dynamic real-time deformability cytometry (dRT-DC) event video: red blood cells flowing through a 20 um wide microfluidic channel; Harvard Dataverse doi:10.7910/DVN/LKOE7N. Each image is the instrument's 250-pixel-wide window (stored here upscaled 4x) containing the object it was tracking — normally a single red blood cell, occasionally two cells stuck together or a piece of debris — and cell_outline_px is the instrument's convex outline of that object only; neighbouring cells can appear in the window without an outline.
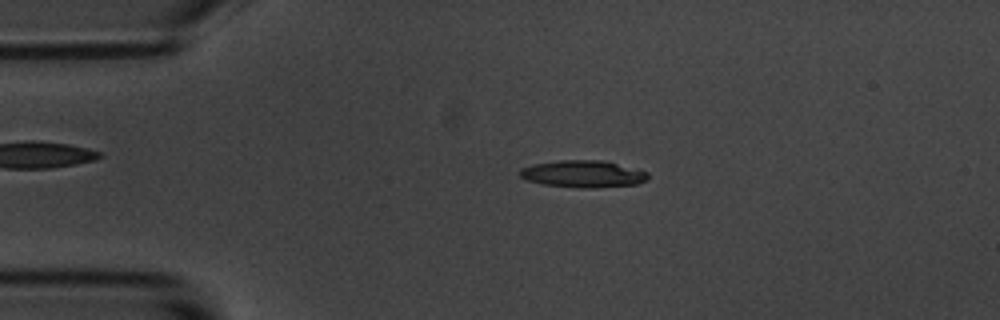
{"species": "common noctule bat (a hibernating species)", "species_latin": "Nyctalus noctula", "temperature_condition": "room temperature", "stored_images_in_passage": 54, "camera_frame_rate_fps": 3000, "um_per_image_px": 0.085, "animal": {"sex": "male", "body_mass_g": 20.1, "forearm_length_mm": 53.5}, "frame": {"image": 1, "passage_image": 10, "time_ms": 3.0, "image_size_px": [1000, 320], "cell_outline_px": [[648, 180], [636, 184], [596, 188], [576, 188], [540, 184], [528, 180], [520, 176], [520, 168], [532, 164], [556, 160], [604, 160], [648, 172]], "centroid_in_image_um": [49.54, 14.78], "position_along_channel_um": 35.5, "area_um2": 20.4}}
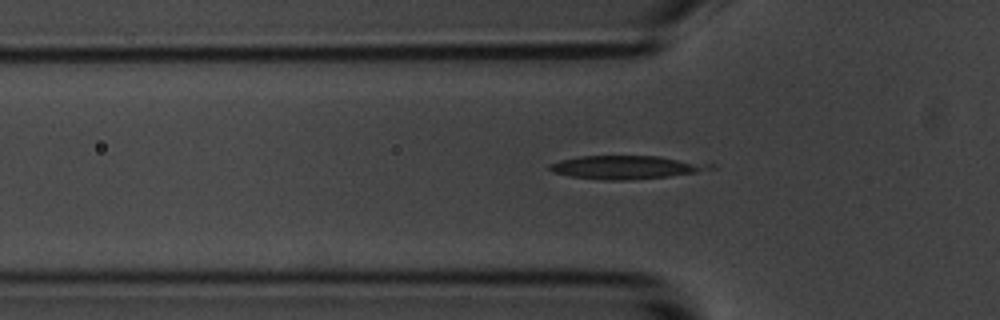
{"frame": {"image": 2, "passage_image": 16, "time_ms": 5.0, "image_size_px": [1000, 320], "cell_outline_px": [[716, 168], [696, 172], [668, 176], [624, 180], [604, 180], [572, 176], [552, 172], [548, 168], [548, 164], [560, 160], [580, 156], [660, 156], [716, 164]], "centroid_in_image_um": [53.25, 14.2], "position_along_channel_um": 72.6, "area_um2": 21.79}}
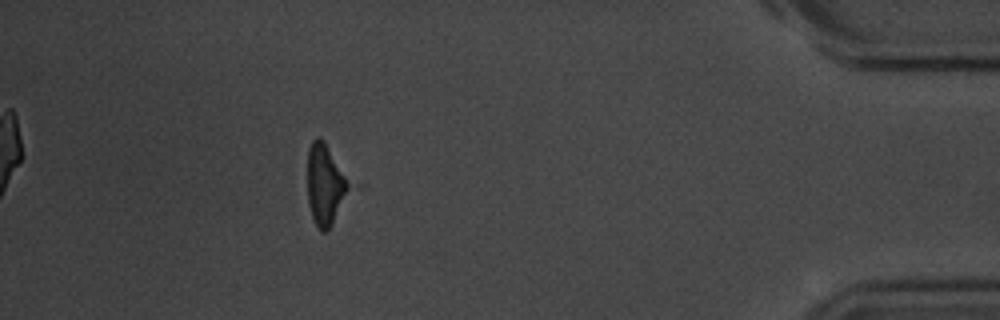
{"frame": {"image": 3, "passage_image": 48, "time_ms": 15.667, "image_size_px": [1000, 320], "cell_outline_px": [[364, 184], [332, 224], [324, 232], [320, 232], [312, 216], [308, 204], [308, 148], [312, 140], [316, 136], [320, 136], [324, 140]], "centroid_in_image_um": [27.94, 15.63], "position_along_channel_um": 407.3, "area_um2": 23.18}}